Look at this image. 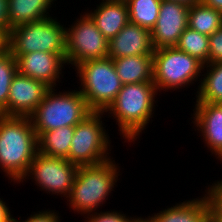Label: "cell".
I'll return each mask as SVG.
<instances>
[{"mask_svg": "<svg viewBox=\"0 0 222 222\" xmlns=\"http://www.w3.org/2000/svg\"><path fill=\"white\" fill-rule=\"evenodd\" d=\"M175 47L196 58L203 65L208 64L209 36L187 27Z\"/></svg>", "mask_w": 222, "mask_h": 222, "instance_id": "cell-24", "label": "cell"}, {"mask_svg": "<svg viewBox=\"0 0 222 222\" xmlns=\"http://www.w3.org/2000/svg\"><path fill=\"white\" fill-rule=\"evenodd\" d=\"M109 159L97 165L79 166L67 205L74 213L85 216L102 207L120 180V164ZM119 178V179H118Z\"/></svg>", "mask_w": 222, "mask_h": 222, "instance_id": "cell-3", "label": "cell"}, {"mask_svg": "<svg viewBox=\"0 0 222 222\" xmlns=\"http://www.w3.org/2000/svg\"><path fill=\"white\" fill-rule=\"evenodd\" d=\"M50 88L41 81L17 74L12 79L7 100V116H30Z\"/></svg>", "mask_w": 222, "mask_h": 222, "instance_id": "cell-13", "label": "cell"}, {"mask_svg": "<svg viewBox=\"0 0 222 222\" xmlns=\"http://www.w3.org/2000/svg\"><path fill=\"white\" fill-rule=\"evenodd\" d=\"M102 118L105 119L104 112L93 111L75 125L69 150L71 163L77 166L97 165L113 158L110 156L111 138Z\"/></svg>", "mask_w": 222, "mask_h": 222, "instance_id": "cell-8", "label": "cell"}, {"mask_svg": "<svg viewBox=\"0 0 222 222\" xmlns=\"http://www.w3.org/2000/svg\"><path fill=\"white\" fill-rule=\"evenodd\" d=\"M6 48V36L0 32V52Z\"/></svg>", "mask_w": 222, "mask_h": 222, "instance_id": "cell-35", "label": "cell"}, {"mask_svg": "<svg viewBox=\"0 0 222 222\" xmlns=\"http://www.w3.org/2000/svg\"><path fill=\"white\" fill-rule=\"evenodd\" d=\"M222 61V27L209 36L208 63Z\"/></svg>", "mask_w": 222, "mask_h": 222, "instance_id": "cell-27", "label": "cell"}, {"mask_svg": "<svg viewBox=\"0 0 222 222\" xmlns=\"http://www.w3.org/2000/svg\"><path fill=\"white\" fill-rule=\"evenodd\" d=\"M17 72V61L6 47L0 52V114L5 116L10 85Z\"/></svg>", "mask_w": 222, "mask_h": 222, "instance_id": "cell-25", "label": "cell"}, {"mask_svg": "<svg viewBox=\"0 0 222 222\" xmlns=\"http://www.w3.org/2000/svg\"><path fill=\"white\" fill-rule=\"evenodd\" d=\"M214 219L217 222H222V211H214Z\"/></svg>", "mask_w": 222, "mask_h": 222, "instance_id": "cell-36", "label": "cell"}, {"mask_svg": "<svg viewBox=\"0 0 222 222\" xmlns=\"http://www.w3.org/2000/svg\"><path fill=\"white\" fill-rule=\"evenodd\" d=\"M14 217L11 214L8 204L0 198V222H13Z\"/></svg>", "mask_w": 222, "mask_h": 222, "instance_id": "cell-31", "label": "cell"}, {"mask_svg": "<svg viewBox=\"0 0 222 222\" xmlns=\"http://www.w3.org/2000/svg\"><path fill=\"white\" fill-rule=\"evenodd\" d=\"M168 1H175V2H180V3H183V4H186L188 6H191L195 3H199L200 0H168Z\"/></svg>", "mask_w": 222, "mask_h": 222, "instance_id": "cell-34", "label": "cell"}, {"mask_svg": "<svg viewBox=\"0 0 222 222\" xmlns=\"http://www.w3.org/2000/svg\"><path fill=\"white\" fill-rule=\"evenodd\" d=\"M189 6L180 2L161 0L156 25L151 30L154 49L175 47L188 27Z\"/></svg>", "mask_w": 222, "mask_h": 222, "instance_id": "cell-12", "label": "cell"}, {"mask_svg": "<svg viewBox=\"0 0 222 222\" xmlns=\"http://www.w3.org/2000/svg\"><path fill=\"white\" fill-rule=\"evenodd\" d=\"M203 5L214 8L222 12V0H200Z\"/></svg>", "mask_w": 222, "mask_h": 222, "instance_id": "cell-32", "label": "cell"}, {"mask_svg": "<svg viewBox=\"0 0 222 222\" xmlns=\"http://www.w3.org/2000/svg\"><path fill=\"white\" fill-rule=\"evenodd\" d=\"M151 31L128 22L108 44V57L118 59L125 56L153 55Z\"/></svg>", "mask_w": 222, "mask_h": 222, "instance_id": "cell-16", "label": "cell"}, {"mask_svg": "<svg viewBox=\"0 0 222 222\" xmlns=\"http://www.w3.org/2000/svg\"><path fill=\"white\" fill-rule=\"evenodd\" d=\"M188 27L210 36L222 27V12L201 2L189 6Z\"/></svg>", "mask_w": 222, "mask_h": 222, "instance_id": "cell-22", "label": "cell"}, {"mask_svg": "<svg viewBox=\"0 0 222 222\" xmlns=\"http://www.w3.org/2000/svg\"><path fill=\"white\" fill-rule=\"evenodd\" d=\"M202 73L195 102L222 103V61L204 65Z\"/></svg>", "mask_w": 222, "mask_h": 222, "instance_id": "cell-21", "label": "cell"}, {"mask_svg": "<svg viewBox=\"0 0 222 222\" xmlns=\"http://www.w3.org/2000/svg\"><path fill=\"white\" fill-rule=\"evenodd\" d=\"M204 194L200 198L176 202L175 206L164 208L149 217L152 222H211L214 219L213 202L207 189Z\"/></svg>", "mask_w": 222, "mask_h": 222, "instance_id": "cell-15", "label": "cell"}, {"mask_svg": "<svg viewBox=\"0 0 222 222\" xmlns=\"http://www.w3.org/2000/svg\"><path fill=\"white\" fill-rule=\"evenodd\" d=\"M76 19L66 27V62L73 69L84 61L108 57L109 44L86 12Z\"/></svg>", "mask_w": 222, "mask_h": 222, "instance_id": "cell-10", "label": "cell"}, {"mask_svg": "<svg viewBox=\"0 0 222 222\" xmlns=\"http://www.w3.org/2000/svg\"><path fill=\"white\" fill-rule=\"evenodd\" d=\"M54 17L12 28L6 37V47L12 55L35 51L66 53V26Z\"/></svg>", "mask_w": 222, "mask_h": 222, "instance_id": "cell-7", "label": "cell"}, {"mask_svg": "<svg viewBox=\"0 0 222 222\" xmlns=\"http://www.w3.org/2000/svg\"><path fill=\"white\" fill-rule=\"evenodd\" d=\"M78 168L79 166L65 158L51 157L37 152L27 174L18 184H23L31 177L40 191L66 199L70 195Z\"/></svg>", "mask_w": 222, "mask_h": 222, "instance_id": "cell-9", "label": "cell"}, {"mask_svg": "<svg viewBox=\"0 0 222 222\" xmlns=\"http://www.w3.org/2000/svg\"><path fill=\"white\" fill-rule=\"evenodd\" d=\"M203 66L196 58L176 47L154 49L153 83L157 92L189 88L199 81L196 89L198 91Z\"/></svg>", "mask_w": 222, "mask_h": 222, "instance_id": "cell-6", "label": "cell"}, {"mask_svg": "<svg viewBox=\"0 0 222 222\" xmlns=\"http://www.w3.org/2000/svg\"><path fill=\"white\" fill-rule=\"evenodd\" d=\"M193 128L202 136L207 150L216 158L222 153V103L194 102Z\"/></svg>", "mask_w": 222, "mask_h": 222, "instance_id": "cell-14", "label": "cell"}, {"mask_svg": "<svg viewBox=\"0 0 222 222\" xmlns=\"http://www.w3.org/2000/svg\"><path fill=\"white\" fill-rule=\"evenodd\" d=\"M75 126H64L41 133L37 137L38 152L69 160V150L74 135Z\"/></svg>", "mask_w": 222, "mask_h": 222, "instance_id": "cell-20", "label": "cell"}, {"mask_svg": "<svg viewBox=\"0 0 222 222\" xmlns=\"http://www.w3.org/2000/svg\"><path fill=\"white\" fill-rule=\"evenodd\" d=\"M129 21L152 30L159 16L161 0H126Z\"/></svg>", "mask_w": 222, "mask_h": 222, "instance_id": "cell-23", "label": "cell"}, {"mask_svg": "<svg viewBox=\"0 0 222 222\" xmlns=\"http://www.w3.org/2000/svg\"><path fill=\"white\" fill-rule=\"evenodd\" d=\"M0 32L9 34L8 0H0Z\"/></svg>", "mask_w": 222, "mask_h": 222, "instance_id": "cell-30", "label": "cell"}, {"mask_svg": "<svg viewBox=\"0 0 222 222\" xmlns=\"http://www.w3.org/2000/svg\"><path fill=\"white\" fill-rule=\"evenodd\" d=\"M216 181L206 189L211 195L214 211H222V179Z\"/></svg>", "mask_w": 222, "mask_h": 222, "instance_id": "cell-29", "label": "cell"}, {"mask_svg": "<svg viewBox=\"0 0 222 222\" xmlns=\"http://www.w3.org/2000/svg\"><path fill=\"white\" fill-rule=\"evenodd\" d=\"M85 12L95 22L96 27L109 41L129 22L128 7L125 1L102 0L96 9Z\"/></svg>", "mask_w": 222, "mask_h": 222, "instance_id": "cell-17", "label": "cell"}, {"mask_svg": "<svg viewBox=\"0 0 222 222\" xmlns=\"http://www.w3.org/2000/svg\"><path fill=\"white\" fill-rule=\"evenodd\" d=\"M130 222H152V220H151V218L149 217V216H145V218L144 217H141V216H139V217H137L136 215L135 216H133V218L130 220Z\"/></svg>", "mask_w": 222, "mask_h": 222, "instance_id": "cell-33", "label": "cell"}, {"mask_svg": "<svg viewBox=\"0 0 222 222\" xmlns=\"http://www.w3.org/2000/svg\"><path fill=\"white\" fill-rule=\"evenodd\" d=\"M85 222H130V220L133 218V216L125 215L120 210L115 211H99L98 212H92L86 214V216H83Z\"/></svg>", "mask_w": 222, "mask_h": 222, "instance_id": "cell-26", "label": "cell"}, {"mask_svg": "<svg viewBox=\"0 0 222 222\" xmlns=\"http://www.w3.org/2000/svg\"><path fill=\"white\" fill-rule=\"evenodd\" d=\"M13 56L17 61L19 74L41 81L49 88L58 89L57 85L60 84L57 83L61 82L60 77H63V70L67 65L66 53L35 51Z\"/></svg>", "mask_w": 222, "mask_h": 222, "instance_id": "cell-11", "label": "cell"}, {"mask_svg": "<svg viewBox=\"0 0 222 222\" xmlns=\"http://www.w3.org/2000/svg\"><path fill=\"white\" fill-rule=\"evenodd\" d=\"M113 63L123 85L153 82V55L125 56Z\"/></svg>", "mask_w": 222, "mask_h": 222, "instance_id": "cell-18", "label": "cell"}, {"mask_svg": "<svg viewBox=\"0 0 222 222\" xmlns=\"http://www.w3.org/2000/svg\"><path fill=\"white\" fill-rule=\"evenodd\" d=\"M55 211L56 209L50 210L49 208L48 210L45 209L44 211L39 210L36 213L33 212L34 214L33 215L31 214L25 220L19 221V219L14 218L13 222H61L60 220L61 217L59 216L60 215L59 212L57 213Z\"/></svg>", "mask_w": 222, "mask_h": 222, "instance_id": "cell-28", "label": "cell"}, {"mask_svg": "<svg viewBox=\"0 0 222 222\" xmlns=\"http://www.w3.org/2000/svg\"><path fill=\"white\" fill-rule=\"evenodd\" d=\"M56 0H8L9 32L12 28L50 17ZM50 9V10H49Z\"/></svg>", "mask_w": 222, "mask_h": 222, "instance_id": "cell-19", "label": "cell"}, {"mask_svg": "<svg viewBox=\"0 0 222 222\" xmlns=\"http://www.w3.org/2000/svg\"><path fill=\"white\" fill-rule=\"evenodd\" d=\"M38 152L37 135L28 116L0 114V168L18 184Z\"/></svg>", "mask_w": 222, "mask_h": 222, "instance_id": "cell-2", "label": "cell"}, {"mask_svg": "<svg viewBox=\"0 0 222 222\" xmlns=\"http://www.w3.org/2000/svg\"><path fill=\"white\" fill-rule=\"evenodd\" d=\"M79 92L88 107L95 112H104L117 97L123 83L117 75L110 57L87 60L75 67Z\"/></svg>", "mask_w": 222, "mask_h": 222, "instance_id": "cell-5", "label": "cell"}, {"mask_svg": "<svg viewBox=\"0 0 222 222\" xmlns=\"http://www.w3.org/2000/svg\"><path fill=\"white\" fill-rule=\"evenodd\" d=\"M220 160V162H222V153L216 158V160Z\"/></svg>", "mask_w": 222, "mask_h": 222, "instance_id": "cell-37", "label": "cell"}, {"mask_svg": "<svg viewBox=\"0 0 222 222\" xmlns=\"http://www.w3.org/2000/svg\"><path fill=\"white\" fill-rule=\"evenodd\" d=\"M75 89L57 92V88H50L46 92L43 101L29 116L37 137L45 131L75 126L93 112Z\"/></svg>", "mask_w": 222, "mask_h": 222, "instance_id": "cell-4", "label": "cell"}, {"mask_svg": "<svg viewBox=\"0 0 222 222\" xmlns=\"http://www.w3.org/2000/svg\"><path fill=\"white\" fill-rule=\"evenodd\" d=\"M158 95L153 82L123 85L117 97L104 111L106 117H113L118 125L119 135L125 142L133 143L145 133L154 118L155 100ZM108 113V114H107ZM111 115V116H110ZM151 119V121H150ZM140 136V137H139Z\"/></svg>", "mask_w": 222, "mask_h": 222, "instance_id": "cell-1", "label": "cell"}]
</instances>
